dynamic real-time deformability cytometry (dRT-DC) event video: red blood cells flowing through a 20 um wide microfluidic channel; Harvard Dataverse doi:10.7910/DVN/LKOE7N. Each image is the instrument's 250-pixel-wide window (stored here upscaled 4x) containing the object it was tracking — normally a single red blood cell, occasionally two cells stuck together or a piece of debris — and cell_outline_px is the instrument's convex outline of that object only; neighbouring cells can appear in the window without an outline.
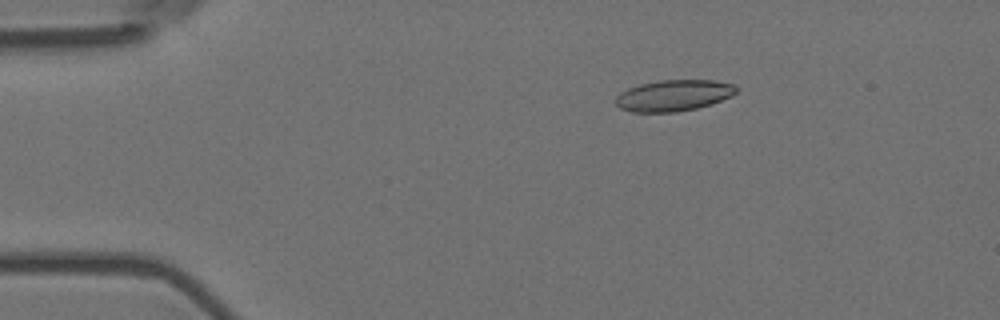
{"species": "Egyptian fruit bat (a non-hibernating species)", "species_latin": "Rousettus aegyptiacus", "temperature_condition": "room temperature", "stored_images_in_passage": 5, "camera_frame_rate_fps": 3000, "um_per_image_px": 0.085, "animal": {"sex": "female"}, "frame": {"image": 1, "passage_image": 3, "time_ms": 0.667, "image_size_px": [1000, 320], "cell_outline_px": [[736, 92], [732, 96], [712, 104], [696, 108], [676, 112], [632, 112], [620, 108], [616, 104], [616, 96], [620, 92], [628, 88], [640, 84], [660, 80], [712, 80], [736, 84]], "centroid_in_image_um": [57.27, 8.11], "position_along_channel_um": 27.7, "area_um2": 22.02}}